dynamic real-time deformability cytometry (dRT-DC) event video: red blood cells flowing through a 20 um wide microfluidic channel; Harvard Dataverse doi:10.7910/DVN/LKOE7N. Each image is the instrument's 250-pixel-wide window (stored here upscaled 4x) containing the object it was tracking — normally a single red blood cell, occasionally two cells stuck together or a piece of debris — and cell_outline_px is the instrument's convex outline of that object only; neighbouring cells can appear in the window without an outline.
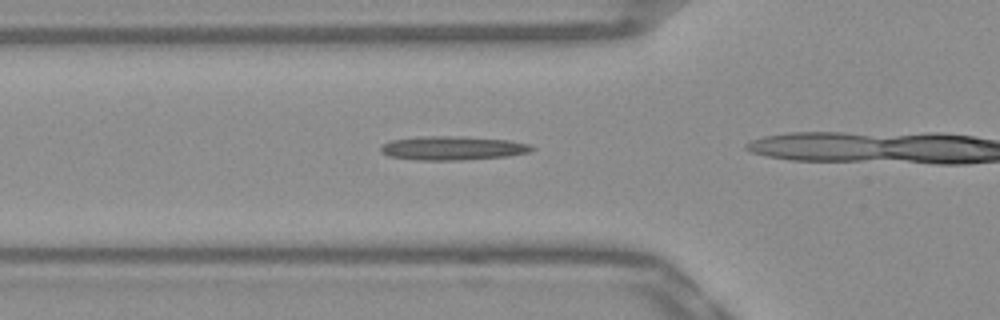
{"species": "Egyptian fruit bat (a non-hibernating species)", "species_latin": "Rousettus aegyptiacus", "temperature_condition": "warm", "stored_images_in_passage": 27, "camera_frame_rate_fps": 3000, "um_per_image_px": 0.085, "frame": {"image": 1, "passage_image": 4, "time_ms": 1.0, "image_size_px": [1000, 320], "cell_outline_px": [[536, 148], [528, 152], [508, 156], [460, 160], [416, 160], [388, 156], [380, 148], [384, 144], [392, 140], [420, 136], [464, 136], [508, 140], [528, 144]], "centroid_in_image_um": [38.49, 12.58], "position_along_channel_um": 87.3, "area_um2": 20.92}}
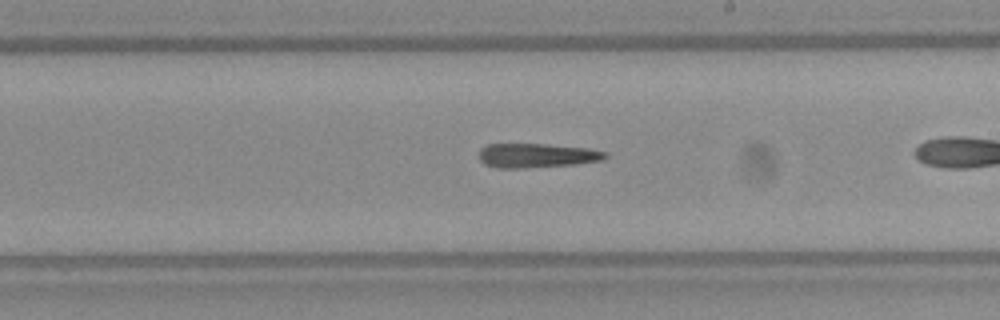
{"frame": {"image": 2, "passage_image": 16, "time_ms": 5.0, "image_size_px": [1000, 320], "cell_outline_px": [[608, 156], [604, 160], [576, 164], [520, 168], [496, 168], [484, 164], [480, 160], [480, 148], [488, 144], [544, 144], [588, 148], [608, 152]], "centroid_in_image_um": [45.65, 13.22], "position_along_channel_um": 243.4, "area_um2": 17.92}}
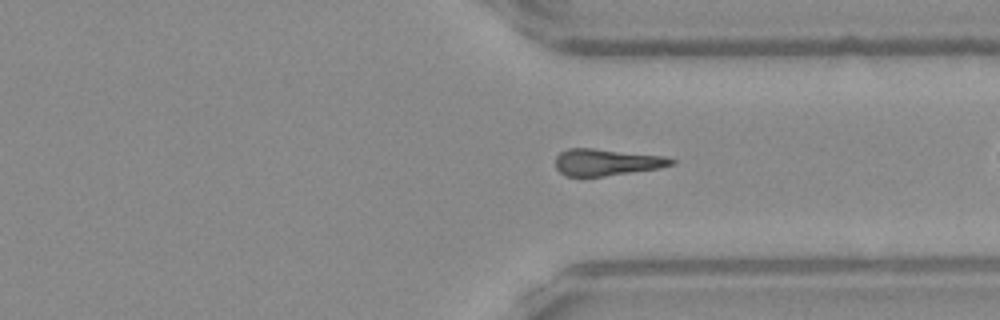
{"frame": {"image": 3, "passage_image": 25, "time_ms": 8.0, "image_size_px": [1000, 320], "cell_outline_px": [[676, 164], [660, 168], [604, 176], [564, 176], [556, 168], [556, 156], [560, 152], [568, 148], [592, 148], [664, 156], [676, 160]], "centroid_in_image_um": [51.56, 13.79], "position_along_channel_um": 359.8, "area_um2": 18.03}}